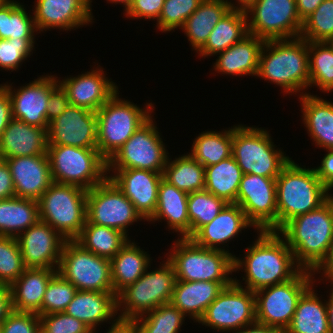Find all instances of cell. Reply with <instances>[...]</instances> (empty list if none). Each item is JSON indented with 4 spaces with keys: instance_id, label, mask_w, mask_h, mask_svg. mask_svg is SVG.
Wrapping results in <instances>:
<instances>
[{
    "instance_id": "2e32d148",
    "label": "cell",
    "mask_w": 333,
    "mask_h": 333,
    "mask_svg": "<svg viewBox=\"0 0 333 333\" xmlns=\"http://www.w3.org/2000/svg\"><path fill=\"white\" fill-rule=\"evenodd\" d=\"M143 218L129 199L107 178L87 190V221L117 229L128 237V226Z\"/></svg>"
},
{
    "instance_id": "e7e4bbea",
    "label": "cell",
    "mask_w": 333,
    "mask_h": 333,
    "mask_svg": "<svg viewBox=\"0 0 333 333\" xmlns=\"http://www.w3.org/2000/svg\"><path fill=\"white\" fill-rule=\"evenodd\" d=\"M316 273H322L324 276H322L323 279H333V245L327 262Z\"/></svg>"
},
{
    "instance_id": "4dcf8cb0",
    "label": "cell",
    "mask_w": 333,
    "mask_h": 333,
    "mask_svg": "<svg viewBox=\"0 0 333 333\" xmlns=\"http://www.w3.org/2000/svg\"><path fill=\"white\" fill-rule=\"evenodd\" d=\"M302 121L315 145L333 149V102L310 93L300 92Z\"/></svg>"
},
{
    "instance_id": "f5cc1de1",
    "label": "cell",
    "mask_w": 333,
    "mask_h": 333,
    "mask_svg": "<svg viewBox=\"0 0 333 333\" xmlns=\"http://www.w3.org/2000/svg\"><path fill=\"white\" fill-rule=\"evenodd\" d=\"M1 333H41L40 317L33 312L12 311L0 325Z\"/></svg>"
},
{
    "instance_id": "680465c9",
    "label": "cell",
    "mask_w": 333,
    "mask_h": 333,
    "mask_svg": "<svg viewBox=\"0 0 333 333\" xmlns=\"http://www.w3.org/2000/svg\"><path fill=\"white\" fill-rule=\"evenodd\" d=\"M15 196L12 176L5 161L0 164V200Z\"/></svg>"
},
{
    "instance_id": "94428289",
    "label": "cell",
    "mask_w": 333,
    "mask_h": 333,
    "mask_svg": "<svg viewBox=\"0 0 333 333\" xmlns=\"http://www.w3.org/2000/svg\"><path fill=\"white\" fill-rule=\"evenodd\" d=\"M13 311L9 286H0V325Z\"/></svg>"
},
{
    "instance_id": "91938a15",
    "label": "cell",
    "mask_w": 333,
    "mask_h": 333,
    "mask_svg": "<svg viewBox=\"0 0 333 333\" xmlns=\"http://www.w3.org/2000/svg\"><path fill=\"white\" fill-rule=\"evenodd\" d=\"M109 323L112 325L107 330V333H139L138 326L134 320L118 318L116 321ZM93 333H96V331Z\"/></svg>"
},
{
    "instance_id": "60d3db41",
    "label": "cell",
    "mask_w": 333,
    "mask_h": 333,
    "mask_svg": "<svg viewBox=\"0 0 333 333\" xmlns=\"http://www.w3.org/2000/svg\"><path fill=\"white\" fill-rule=\"evenodd\" d=\"M232 128L202 132L194 139L189 154L204 167L229 158L232 156Z\"/></svg>"
},
{
    "instance_id": "4316f807",
    "label": "cell",
    "mask_w": 333,
    "mask_h": 333,
    "mask_svg": "<svg viewBox=\"0 0 333 333\" xmlns=\"http://www.w3.org/2000/svg\"><path fill=\"white\" fill-rule=\"evenodd\" d=\"M47 130L12 118L0 138L3 159L47 154Z\"/></svg>"
},
{
    "instance_id": "484cf974",
    "label": "cell",
    "mask_w": 333,
    "mask_h": 333,
    "mask_svg": "<svg viewBox=\"0 0 333 333\" xmlns=\"http://www.w3.org/2000/svg\"><path fill=\"white\" fill-rule=\"evenodd\" d=\"M64 312L82 321L94 332L99 324L118 319L116 294L77 290Z\"/></svg>"
},
{
    "instance_id": "d590c367",
    "label": "cell",
    "mask_w": 333,
    "mask_h": 333,
    "mask_svg": "<svg viewBox=\"0 0 333 333\" xmlns=\"http://www.w3.org/2000/svg\"><path fill=\"white\" fill-rule=\"evenodd\" d=\"M245 11L230 9L209 34L205 45L198 51L200 57L216 55L228 49L248 34Z\"/></svg>"
},
{
    "instance_id": "1f68e13d",
    "label": "cell",
    "mask_w": 333,
    "mask_h": 333,
    "mask_svg": "<svg viewBox=\"0 0 333 333\" xmlns=\"http://www.w3.org/2000/svg\"><path fill=\"white\" fill-rule=\"evenodd\" d=\"M166 220L168 228L179 233L180 238L190 239V220L188 217V193L177 189L163 178L158 189L157 208L148 220Z\"/></svg>"
},
{
    "instance_id": "f1b7e54d",
    "label": "cell",
    "mask_w": 333,
    "mask_h": 333,
    "mask_svg": "<svg viewBox=\"0 0 333 333\" xmlns=\"http://www.w3.org/2000/svg\"><path fill=\"white\" fill-rule=\"evenodd\" d=\"M265 40L248 33L240 41L220 52L213 65L217 73L235 76H257L259 55Z\"/></svg>"
},
{
    "instance_id": "ffe728a7",
    "label": "cell",
    "mask_w": 333,
    "mask_h": 333,
    "mask_svg": "<svg viewBox=\"0 0 333 333\" xmlns=\"http://www.w3.org/2000/svg\"><path fill=\"white\" fill-rule=\"evenodd\" d=\"M107 174L140 216L148 221L157 208L158 189L163 173L143 169H107Z\"/></svg>"
},
{
    "instance_id": "9a60e30c",
    "label": "cell",
    "mask_w": 333,
    "mask_h": 333,
    "mask_svg": "<svg viewBox=\"0 0 333 333\" xmlns=\"http://www.w3.org/2000/svg\"><path fill=\"white\" fill-rule=\"evenodd\" d=\"M246 14L248 33L265 41L300 37L303 21L296 0H257Z\"/></svg>"
},
{
    "instance_id": "8fae6325",
    "label": "cell",
    "mask_w": 333,
    "mask_h": 333,
    "mask_svg": "<svg viewBox=\"0 0 333 333\" xmlns=\"http://www.w3.org/2000/svg\"><path fill=\"white\" fill-rule=\"evenodd\" d=\"M315 273L301 269L292 279L255 291L256 322L285 331Z\"/></svg>"
},
{
    "instance_id": "c3c4849f",
    "label": "cell",
    "mask_w": 333,
    "mask_h": 333,
    "mask_svg": "<svg viewBox=\"0 0 333 333\" xmlns=\"http://www.w3.org/2000/svg\"><path fill=\"white\" fill-rule=\"evenodd\" d=\"M77 289L58 272L50 279L42 302V315L64 312Z\"/></svg>"
},
{
    "instance_id": "8d00e7d4",
    "label": "cell",
    "mask_w": 333,
    "mask_h": 333,
    "mask_svg": "<svg viewBox=\"0 0 333 333\" xmlns=\"http://www.w3.org/2000/svg\"><path fill=\"white\" fill-rule=\"evenodd\" d=\"M39 220L37 200L17 196L0 200V236L17 237Z\"/></svg>"
},
{
    "instance_id": "5b68a950",
    "label": "cell",
    "mask_w": 333,
    "mask_h": 333,
    "mask_svg": "<svg viewBox=\"0 0 333 333\" xmlns=\"http://www.w3.org/2000/svg\"><path fill=\"white\" fill-rule=\"evenodd\" d=\"M168 257L178 281L234 282V256L227 251L196 245L191 239L179 238L173 242ZM230 274V275H229Z\"/></svg>"
},
{
    "instance_id": "816d5d0a",
    "label": "cell",
    "mask_w": 333,
    "mask_h": 333,
    "mask_svg": "<svg viewBox=\"0 0 333 333\" xmlns=\"http://www.w3.org/2000/svg\"><path fill=\"white\" fill-rule=\"evenodd\" d=\"M39 317L41 333H93L86 324L65 312Z\"/></svg>"
},
{
    "instance_id": "5bb4252c",
    "label": "cell",
    "mask_w": 333,
    "mask_h": 333,
    "mask_svg": "<svg viewBox=\"0 0 333 333\" xmlns=\"http://www.w3.org/2000/svg\"><path fill=\"white\" fill-rule=\"evenodd\" d=\"M239 281L234 278V282L219 293L199 324L218 332L233 333L256 322L255 293L243 288Z\"/></svg>"
},
{
    "instance_id": "e575fe53",
    "label": "cell",
    "mask_w": 333,
    "mask_h": 333,
    "mask_svg": "<svg viewBox=\"0 0 333 333\" xmlns=\"http://www.w3.org/2000/svg\"><path fill=\"white\" fill-rule=\"evenodd\" d=\"M311 285L299 298L289 326L284 333H329L326 300L321 301Z\"/></svg>"
},
{
    "instance_id": "6f0895ef",
    "label": "cell",
    "mask_w": 333,
    "mask_h": 333,
    "mask_svg": "<svg viewBox=\"0 0 333 333\" xmlns=\"http://www.w3.org/2000/svg\"><path fill=\"white\" fill-rule=\"evenodd\" d=\"M12 119L11 100L7 89L0 85V138L10 120Z\"/></svg>"
},
{
    "instance_id": "bcb514c9",
    "label": "cell",
    "mask_w": 333,
    "mask_h": 333,
    "mask_svg": "<svg viewBox=\"0 0 333 333\" xmlns=\"http://www.w3.org/2000/svg\"><path fill=\"white\" fill-rule=\"evenodd\" d=\"M300 37L308 42L333 41V0H324L303 21Z\"/></svg>"
},
{
    "instance_id": "f907efd6",
    "label": "cell",
    "mask_w": 333,
    "mask_h": 333,
    "mask_svg": "<svg viewBox=\"0 0 333 333\" xmlns=\"http://www.w3.org/2000/svg\"><path fill=\"white\" fill-rule=\"evenodd\" d=\"M35 38L0 39V68L16 71L34 51Z\"/></svg>"
},
{
    "instance_id": "603a6c76",
    "label": "cell",
    "mask_w": 333,
    "mask_h": 333,
    "mask_svg": "<svg viewBox=\"0 0 333 333\" xmlns=\"http://www.w3.org/2000/svg\"><path fill=\"white\" fill-rule=\"evenodd\" d=\"M92 69L77 77L59 80L71 105L97 112L118 90V86L105 76L103 68Z\"/></svg>"
},
{
    "instance_id": "e0dca14e",
    "label": "cell",
    "mask_w": 333,
    "mask_h": 333,
    "mask_svg": "<svg viewBox=\"0 0 333 333\" xmlns=\"http://www.w3.org/2000/svg\"><path fill=\"white\" fill-rule=\"evenodd\" d=\"M236 204L256 230L277 232L276 178L243 174Z\"/></svg>"
},
{
    "instance_id": "6125c7cd",
    "label": "cell",
    "mask_w": 333,
    "mask_h": 333,
    "mask_svg": "<svg viewBox=\"0 0 333 333\" xmlns=\"http://www.w3.org/2000/svg\"><path fill=\"white\" fill-rule=\"evenodd\" d=\"M324 0H296L297 12L302 21L308 18Z\"/></svg>"
},
{
    "instance_id": "89a4df30",
    "label": "cell",
    "mask_w": 333,
    "mask_h": 333,
    "mask_svg": "<svg viewBox=\"0 0 333 333\" xmlns=\"http://www.w3.org/2000/svg\"><path fill=\"white\" fill-rule=\"evenodd\" d=\"M7 0H0V6L4 4Z\"/></svg>"
},
{
    "instance_id": "7c38bea8",
    "label": "cell",
    "mask_w": 333,
    "mask_h": 333,
    "mask_svg": "<svg viewBox=\"0 0 333 333\" xmlns=\"http://www.w3.org/2000/svg\"><path fill=\"white\" fill-rule=\"evenodd\" d=\"M57 272L77 290L113 292L110 260L84 249L75 240L64 242Z\"/></svg>"
},
{
    "instance_id": "003e7915",
    "label": "cell",
    "mask_w": 333,
    "mask_h": 333,
    "mask_svg": "<svg viewBox=\"0 0 333 333\" xmlns=\"http://www.w3.org/2000/svg\"><path fill=\"white\" fill-rule=\"evenodd\" d=\"M257 0H236V10L247 11Z\"/></svg>"
},
{
    "instance_id": "b9f144b4",
    "label": "cell",
    "mask_w": 333,
    "mask_h": 333,
    "mask_svg": "<svg viewBox=\"0 0 333 333\" xmlns=\"http://www.w3.org/2000/svg\"><path fill=\"white\" fill-rule=\"evenodd\" d=\"M24 8L14 0L0 6V39L35 38L34 18Z\"/></svg>"
},
{
    "instance_id": "d4e9b609",
    "label": "cell",
    "mask_w": 333,
    "mask_h": 333,
    "mask_svg": "<svg viewBox=\"0 0 333 333\" xmlns=\"http://www.w3.org/2000/svg\"><path fill=\"white\" fill-rule=\"evenodd\" d=\"M247 227L255 228L240 206L236 203H227L210 223L202 226L190 239L200 247L230 253L229 249L225 250L224 246H227L225 243L238 237V233ZM221 244L224 246L221 247Z\"/></svg>"
},
{
    "instance_id": "6da1fadb",
    "label": "cell",
    "mask_w": 333,
    "mask_h": 333,
    "mask_svg": "<svg viewBox=\"0 0 333 333\" xmlns=\"http://www.w3.org/2000/svg\"><path fill=\"white\" fill-rule=\"evenodd\" d=\"M258 239L245 250L242 258L234 256V272H245L244 286L250 291L273 286L292 279L301 268L284 238L275 231H257ZM239 269V270H238Z\"/></svg>"
},
{
    "instance_id": "9c48e42d",
    "label": "cell",
    "mask_w": 333,
    "mask_h": 333,
    "mask_svg": "<svg viewBox=\"0 0 333 333\" xmlns=\"http://www.w3.org/2000/svg\"><path fill=\"white\" fill-rule=\"evenodd\" d=\"M39 219L65 240H75L87 220V190L53 182L38 200Z\"/></svg>"
},
{
    "instance_id": "8992f818",
    "label": "cell",
    "mask_w": 333,
    "mask_h": 333,
    "mask_svg": "<svg viewBox=\"0 0 333 333\" xmlns=\"http://www.w3.org/2000/svg\"><path fill=\"white\" fill-rule=\"evenodd\" d=\"M144 107L122 100L117 91L98 109L97 149L107 161L151 117L154 105Z\"/></svg>"
},
{
    "instance_id": "52a82bcc",
    "label": "cell",
    "mask_w": 333,
    "mask_h": 333,
    "mask_svg": "<svg viewBox=\"0 0 333 333\" xmlns=\"http://www.w3.org/2000/svg\"><path fill=\"white\" fill-rule=\"evenodd\" d=\"M272 137L264 128L234 125L232 156L243 174L276 178L292 158L275 149Z\"/></svg>"
},
{
    "instance_id": "ab89813d",
    "label": "cell",
    "mask_w": 333,
    "mask_h": 333,
    "mask_svg": "<svg viewBox=\"0 0 333 333\" xmlns=\"http://www.w3.org/2000/svg\"><path fill=\"white\" fill-rule=\"evenodd\" d=\"M168 158L163 171V179L177 189L187 193L204 190L205 167L189 153L171 161Z\"/></svg>"
},
{
    "instance_id": "ac0fdd59",
    "label": "cell",
    "mask_w": 333,
    "mask_h": 333,
    "mask_svg": "<svg viewBox=\"0 0 333 333\" xmlns=\"http://www.w3.org/2000/svg\"><path fill=\"white\" fill-rule=\"evenodd\" d=\"M54 75L40 76L34 81L13 89L12 84H3L11 100L12 118L47 130V103L50 93L59 85Z\"/></svg>"
},
{
    "instance_id": "db71d44e",
    "label": "cell",
    "mask_w": 333,
    "mask_h": 333,
    "mask_svg": "<svg viewBox=\"0 0 333 333\" xmlns=\"http://www.w3.org/2000/svg\"><path fill=\"white\" fill-rule=\"evenodd\" d=\"M164 5V0H133L124 13L128 18L158 20Z\"/></svg>"
},
{
    "instance_id": "681fc988",
    "label": "cell",
    "mask_w": 333,
    "mask_h": 333,
    "mask_svg": "<svg viewBox=\"0 0 333 333\" xmlns=\"http://www.w3.org/2000/svg\"><path fill=\"white\" fill-rule=\"evenodd\" d=\"M204 0H164L156 27L162 32L181 28Z\"/></svg>"
},
{
    "instance_id": "7dc6e473",
    "label": "cell",
    "mask_w": 333,
    "mask_h": 333,
    "mask_svg": "<svg viewBox=\"0 0 333 333\" xmlns=\"http://www.w3.org/2000/svg\"><path fill=\"white\" fill-rule=\"evenodd\" d=\"M25 269L16 237L0 236V286L12 285Z\"/></svg>"
},
{
    "instance_id": "44dd1931",
    "label": "cell",
    "mask_w": 333,
    "mask_h": 333,
    "mask_svg": "<svg viewBox=\"0 0 333 333\" xmlns=\"http://www.w3.org/2000/svg\"><path fill=\"white\" fill-rule=\"evenodd\" d=\"M16 240L26 268H58L66 240L49 224L39 220Z\"/></svg>"
},
{
    "instance_id": "11a10c76",
    "label": "cell",
    "mask_w": 333,
    "mask_h": 333,
    "mask_svg": "<svg viewBox=\"0 0 333 333\" xmlns=\"http://www.w3.org/2000/svg\"><path fill=\"white\" fill-rule=\"evenodd\" d=\"M69 99L60 85L51 93L47 103L46 119L48 123L60 116L69 106Z\"/></svg>"
},
{
    "instance_id": "cb8c5ba5",
    "label": "cell",
    "mask_w": 333,
    "mask_h": 333,
    "mask_svg": "<svg viewBox=\"0 0 333 333\" xmlns=\"http://www.w3.org/2000/svg\"><path fill=\"white\" fill-rule=\"evenodd\" d=\"M9 167L15 196L39 200L53 183L47 154L4 159Z\"/></svg>"
},
{
    "instance_id": "9f6ffc18",
    "label": "cell",
    "mask_w": 333,
    "mask_h": 333,
    "mask_svg": "<svg viewBox=\"0 0 333 333\" xmlns=\"http://www.w3.org/2000/svg\"><path fill=\"white\" fill-rule=\"evenodd\" d=\"M327 153L321 161V165L314 168L317 177L329 189L333 188V149Z\"/></svg>"
},
{
    "instance_id": "836d02e7",
    "label": "cell",
    "mask_w": 333,
    "mask_h": 333,
    "mask_svg": "<svg viewBox=\"0 0 333 333\" xmlns=\"http://www.w3.org/2000/svg\"><path fill=\"white\" fill-rule=\"evenodd\" d=\"M143 250L129 239L110 260L113 292L116 295L135 283L151 265L150 255Z\"/></svg>"
},
{
    "instance_id": "30bf717a",
    "label": "cell",
    "mask_w": 333,
    "mask_h": 333,
    "mask_svg": "<svg viewBox=\"0 0 333 333\" xmlns=\"http://www.w3.org/2000/svg\"><path fill=\"white\" fill-rule=\"evenodd\" d=\"M166 260L153 271L148 272L146 269L135 283L126 286L116 295L119 319L134 320L162 304L171 302L176 275L173 265Z\"/></svg>"
},
{
    "instance_id": "4fadbf2b",
    "label": "cell",
    "mask_w": 333,
    "mask_h": 333,
    "mask_svg": "<svg viewBox=\"0 0 333 333\" xmlns=\"http://www.w3.org/2000/svg\"><path fill=\"white\" fill-rule=\"evenodd\" d=\"M152 117L107 161V169H143L163 173L169 153Z\"/></svg>"
},
{
    "instance_id": "d6a6232c",
    "label": "cell",
    "mask_w": 333,
    "mask_h": 333,
    "mask_svg": "<svg viewBox=\"0 0 333 333\" xmlns=\"http://www.w3.org/2000/svg\"><path fill=\"white\" fill-rule=\"evenodd\" d=\"M230 9H236V4L231 0H204L200 4L180 28L188 37L193 50L198 53L211 31Z\"/></svg>"
},
{
    "instance_id": "be15d7a7",
    "label": "cell",
    "mask_w": 333,
    "mask_h": 333,
    "mask_svg": "<svg viewBox=\"0 0 333 333\" xmlns=\"http://www.w3.org/2000/svg\"><path fill=\"white\" fill-rule=\"evenodd\" d=\"M233 333H284V331L258 322L244 326Z\"/></svg>"
},
{
    "instance_id": "a7ac6f4b",
    "label": "cell",
    "mask_w": 333,
    "mask_h": 333,
    "mask_svg": "<svg viewBox=\"0 0 333 333\" xmlns=\"http://www.w3.org/2000/svg\"><path fill=\"white\" fill-rule=\"evenodd\" d=\"M109 1V3H116V4H123V6L125 7V12L127 11V9L130 7V5L132 4L133 0H107ZM92 0H90V9L92 12V6H91Z\"/></svg>"
},
{
    "instance_id": "277c9868",
    "label": "cell",
    "mask_w": 333,
    "mask_h": 333,
    "mask_svg": "<svg viewBox=\"0 0 333 333\" xmlns=\"http://www.w3.org/2000/svg\"><path fill=\"white\" fill-rule=\"evenodd\" d=\"M314 168L291 160L276 177L277 232L291 219L317 209L333 194Z\"/></svg>"
},
{
    "instance_id": "ba28073f",
    "label": "cell",
    "mask_w": 333,
    "mask_h": 333,
    "mask_svg": "<svg viewBox=\"0 0 333 333\" xmlns=\"http://www.w3.org/2000/svg\"><path fill=\"white\" fill-rule=\"evenodd\" d=\"M47 156L55 183L90 190L108 178L107 160L97 148L48 145Z\"/></svg>"
},
{
    "instance_id": "03108f58",
    "label": "cell",
    "mask_w": 333,
    "mask_h": 333,
    "mask_svg": "<svg viewBox=\"0 0 333 333\" xmlns=\"http://www.w3.org/2000/svg\"><path fill=\"white\" fill-rule=\"evenodd\" d=\"M330 280L329 283L331 282V285L333 284V279H325ZM333 287V285H332ZM331 287V292L329 294V299L326 301V306H327V314H328V323H329V333H333V288Z\"/></svg>"
},
{
    "instance_id": "7a4b0ae2",
    "label": "cell",
    "mask_w": 333,
    "mask_h": 333,
    "mask_svg": "<svg viewBox=\"0 0 333 333\" xmlns=\"http://www.w3.org/2000/svg\"><path fill=\"white\" fill-rule=\"evenodd\" d=\"M278 233L297 265L317 272L327 262L333 245V195L317 209L288 221Z\"/></svg>"
},
{
    "instance_id": "3957f363",
    "label": "cell",
    "mask_w": 333,
    "mask_h": 333,
    "mask_svg": "<svg viewBox=\"0 0 333 333\" xmlns=\"http://www.w3.org/2000/svg\"><path fill=\"white\" fill-rule=\"evenodd\" d=\"M257 77L298 94L310 84L308 41L302 37L266 40L259 55Z\"/></svg>"
},
{
    "instance_id": "7402d4cb",
    "label": "cell",
    "mask_w": 333,
    "mask_h": 333,
    "mask_svg": "<svg viewBox=\"0 0 333 333\" xmlns=\"http://www.w3.org/2000/svg\"><path fill=\"white\" fill-rule=\"evenodd\" d=\"M33 18L37 31L74 30L93 21L90 0H36Z\"/></svg>"
},
{
    "instance_id": "ee69618b",
    "label": "cell",
    "mask_w": 333,
    "mask_h": 333,
    "mask_svg": "<svg viewBox=\"0 0 333 333\" xmlns=\"http://www.w3.org/2000/svg\"><path fill=\"white\" fill-rule=\"evenodd\" d=\"M185 315L171 302L134 319L139 333H179Z\"/></svg>"
},
{
    "instance_id": "83f0119b",
    "label": "cell",
    "mask_w": 333,
    "mask_h": 333,
    "mask_svg": "<svg viewBox=\"0 0 333 333\" xmlns=\"http://www.w3.org/2000/svg\"><path fill=\"white\" fill-rule=\"evenodd\" d=\"M232 283L176 280L171 303L186 317L189 316L193 321L195 320L194 322H199L208 306L225 287Z\"/></svg>"
},
{
    "instance_id": "f35d334b",
    "label": "cell",
    "mask_w": 333,
    "mask_h": 333,
    "mask_svg": "<svg viewBox=\"0 0 333 333\" xmlns=\"http://www.w3.org/2000/svg\"><path fill=\"white\" fill-rule=\"evenodd\" d=\"M128 240L129 237L117 229L95 225L87 220L80 235L75 239L84 249L109 260Z\"/></svg>"
},
{
    "instance_id": "f546056e",
    "label": "cell",
    "mask_w": 333,
    "mask_h": 333,
    "mask_svg": "<svg viewBox=\"0 0 333 333\" xmlns=\"http://www.w3.org/2000/svg\"><path fill=\"white\" fill-rule=\"evenodd\" d=\"M57 269L26 268L10 285L13 311L42 315V302L50 279Z\"/></svg>"
},
{
    "instance_id": "7bdbcfd3",
    "label": "cell",
    "mask_w": 333,
    "mask_h": 333,
    "mask_svg": "<svg viewBox=\"0 0 333 333\" xmlns=\"http://www.w3.org/2000/svg\"><path fill=\"white\" fill-rule=\"evenodd\" d=\"M310 84L333 91V42H308Z\"/></svg>"
},
{
    "instance_id": "74e56055",
    "label": "cell",
    "mask_w": 333,
    "mask_h": 333,
    "mask_svg": "<svg viewBox=\"0 0 333 333\" xmlns=\"http://www.w3.org/2000/svg\"><path fill=\"white\" fill-rule=\"evenodd\" d=\"M243 172L233 156L205 167V190L226 203H236Z\"/></svg>"
},
{
    "instance_id": "f6af8a7d",
    "label": "cell",
    "mask_w": 333,
    "mask_h": 333,
    "mask_svg": "<svg viewBox=\"0 0 333 333\" xmlns=\"http://www.w3.org/2000/svg\"><path fill=\"white\" fill-rule=\"evenodd\" d=\"M226 204L223 199L216 197L205 189L188 193L190 238L202 226L210 223Z\"/></svg>"
},
{
    "instance_id": "2644e50d",
    "label": "cell",
    "mask_w": 333,
    "mask_h": 333,
    "mask_svg": "<svg viewBox=\"0 0 333 333\" xmlns=\"http://www.w3.org/2000/svg\"><path fill=\"white\" fill-rule=\"evenodd\" d=\"M4 161V159L0 156V164Z\"/></svg>"
},
{
    "instance_id": "d6986e66",
    "label": "cell",
    "mask_w": 333,
    "mask_h": 333,
    "mask_svg": "<svg viewBox=\"0 0 333 333\" xmlns=\"http://www.w3.org/2000/svg\"><path fill=\"white\" fill-rule=\"evenodd\" d=\"M48 145L97 148V115L86 108L69 104L48 124Z\"/></svg>"
}]
</instances>
